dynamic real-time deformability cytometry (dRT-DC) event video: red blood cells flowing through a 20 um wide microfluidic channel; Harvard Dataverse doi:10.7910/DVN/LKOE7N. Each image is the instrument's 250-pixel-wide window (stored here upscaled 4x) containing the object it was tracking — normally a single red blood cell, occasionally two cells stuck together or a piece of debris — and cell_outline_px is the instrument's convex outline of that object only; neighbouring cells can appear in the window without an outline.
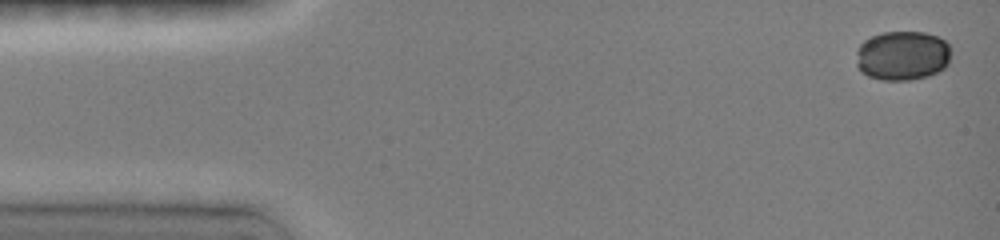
{"species": "common noctule bat (a hibernating species)", "species_latin": "Nyctalus noctula", "temperature_condition": "room temperature", "stored_images_in_passage": 9, "camera_frame_rate_fps": 3000, "um_per_image_px": 0.085, "animal": {"sex": "female", "body_mass_g": 19.0, "forearm_length_mm": 51.5}, "frame": {"image": 1, "passage_image": 1, "time_ms": 0.0, "image_size_px": [1000, 240], "cell_outline_px": [[948, 64], [944, 68], [928, 76], [908, 80], [880, 80], [868, 76], [860, 72], [856, 64], [856, 48], [864, 40], [872, 36], [884, 32], [924, 32], [936, 36], [944, 40], [948, 44]], "centroid_in_image_um": [76.65, 4.73], "position_along_channel_um": 8.4, "area_um2": 27.4}}